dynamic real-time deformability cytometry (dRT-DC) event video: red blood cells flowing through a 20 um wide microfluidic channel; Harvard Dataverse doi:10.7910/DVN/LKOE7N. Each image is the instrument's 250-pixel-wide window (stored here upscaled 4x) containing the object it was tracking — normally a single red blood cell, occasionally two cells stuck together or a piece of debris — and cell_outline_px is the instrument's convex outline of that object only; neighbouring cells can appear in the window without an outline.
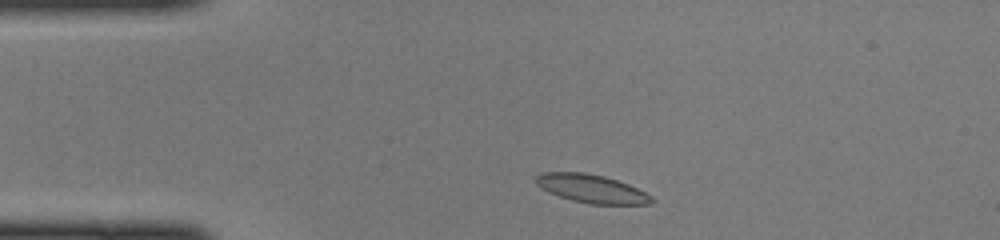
{"species": "common noctule bat (a hibernating species)", "species_latin": "Nyctalus noctula", "temperature_condition": "cold", "stored_images_in_passage": 40, "camera_frame_rate_fps": 3000, "um_per_image_px": 0.085, "animal": {"sex": "female", "body_mass_g": 22.0, "forearm_length_mm": 56.7}, "frame": {"image": 1, "passage_image": 3, "time_ms": 0.667, "image_size_px": [1000, 240], "cell_outline_px": [[652, 200], [648, 204], [588, 204], [572, 200], [548, 192], [536, 184], [536, 176], [540, 172], [584, 172], [604, 176], [628, 184], [652, 196]], "centroid_in_image_um": [50.24, 16.03], "position_along_channel_um": 34.8, "area_um2": 18.9}}
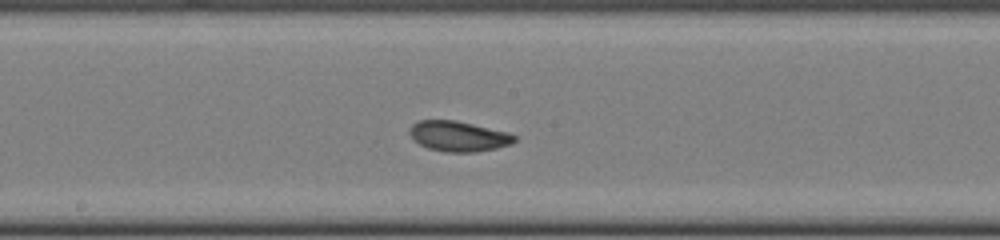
{"frame": {"image": 2, "passage_image": 18, "time_ms": 5.667, "image_size_px": [1000, 240], "cell_outline_px": [[516, 140], [512, 144], [496, 148], [476, 152], [444, 152], [428, 148], [412, 140], [408, 132], [408, 128], [412, 124], [420, 120], [456, 120], [508, 132], [516, 136]], "centroid_in_image_um": [38.94, 11.58], "position_along_channel_um": 209.3, "area_um2": 18.73}}
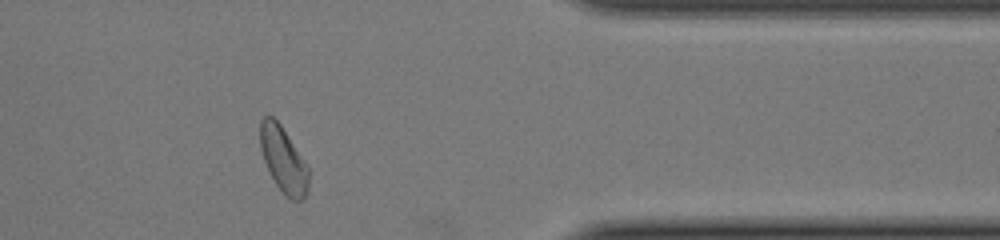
{"frame": {"image": 3, "passage_image": 32, "time_ms": 10.333, "image_size_px": [1000, 240], "cell_outline_px": [[308, 192], [300, 200], [292, 200], [276, 184], [264, 160], [260, 148], [260, 120], [268, 112], [280, 124], [308, 164]], "centroid_in_image_um": [24.09, 13.51], "position_along_channel_um": 387.3, "area_um2": 18.38}}